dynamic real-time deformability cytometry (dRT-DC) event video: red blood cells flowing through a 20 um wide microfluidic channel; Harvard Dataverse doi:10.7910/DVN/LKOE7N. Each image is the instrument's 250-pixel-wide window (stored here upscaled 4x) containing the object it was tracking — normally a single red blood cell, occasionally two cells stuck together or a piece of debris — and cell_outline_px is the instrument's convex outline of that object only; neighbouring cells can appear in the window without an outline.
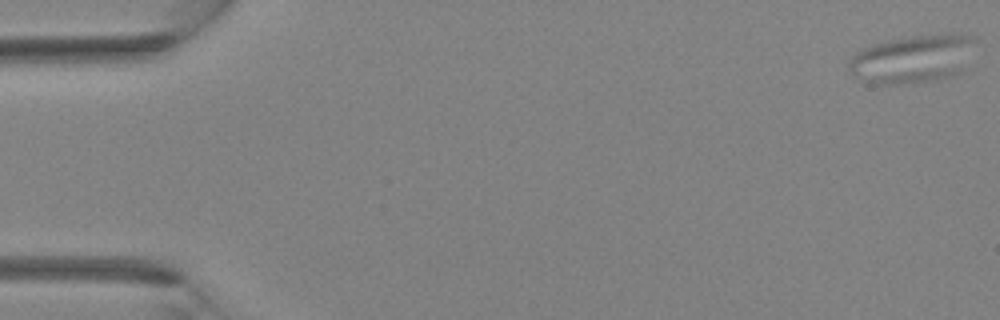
{"species": "Egyptian fruit bat (a non-hibernating species)", "species_latin": "Rousettus aegyptiacus", "temperature_condition": "room temperature", "stored_images_in_passage": 41, "camera_frame_rate_fps": 3000, "um_per_image_px": 0.085, "animal": {"sex": "female"}, "frame": {"image": 1, "passage_image": 1, "time_ms": 0.0, "image_size_px": [1000, 320], "cell_outline_px": [[976, 40], [960, 72], [952, 76], [936, 80], [904, 84], [868, 84], [856, 76], [848, 68], [848, 64], [852, 56], [856, 52], [864, 48], [888, 40], [908, 36], [948, 32], [960, 32], [976, 36]], "centroid_in_image_um": [77.6, 4.98], "position_along_channel_um": 7.4, "area_um2": 35.84}}
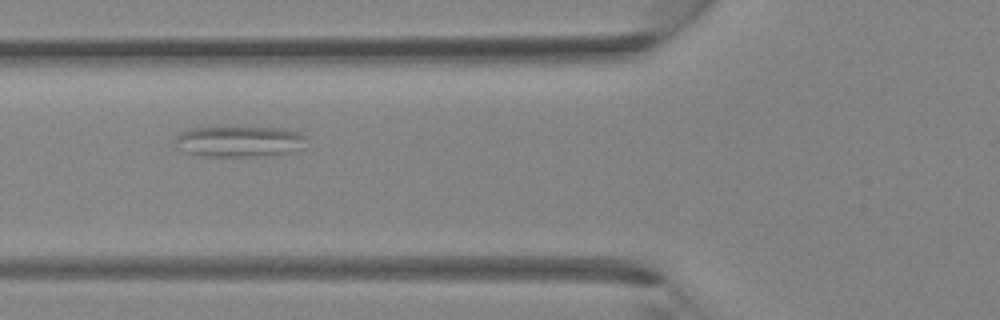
{"frame": {"image": 2, "passage_image": 16, "time_ms": 5.0, "image_size_px": [1000, 320], "cell_outline_px": [[308, 136], [288, 152], [256, 156], [200, 156], [184, 152], [180, 148], [176, 140], [176, 136], [180, 132], [192, 128], [244, 124], [280, 128], [300, 132]], "centroid_in_image_um": [20.24, 11.95], "position_along_channel_um": 105.6, "area_um2": 24.04}}
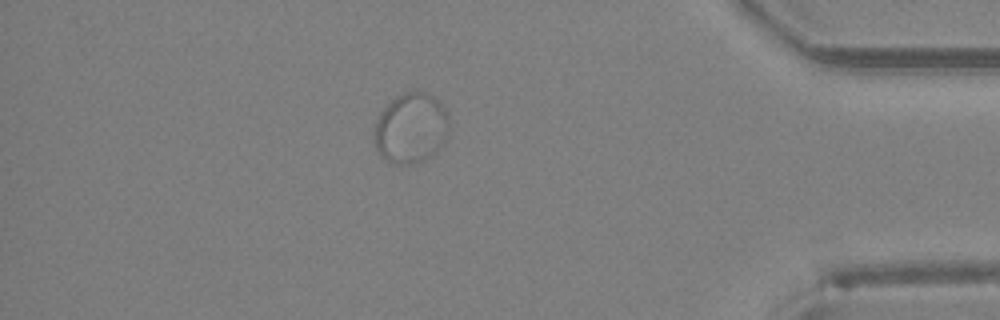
{"frame": {"image": 3, "passage_image": 36, "time_ms": 11.667, "image_size_px": [1000, 320], "cell_outline_px": [[448, 136], [440, 148], [432, 156], [424, 160], [412, 164], [392, 164], [384, 160], [380, 156], [376, 148], [372, 136], [376, 116], [396, 96], [404, 92], [416, 88], [440, 100], [448, 112]], "centroid_in_image_um": [34.91, 10.88], "position_along_channel_um": 400.3, "area_um2": 31.67}}